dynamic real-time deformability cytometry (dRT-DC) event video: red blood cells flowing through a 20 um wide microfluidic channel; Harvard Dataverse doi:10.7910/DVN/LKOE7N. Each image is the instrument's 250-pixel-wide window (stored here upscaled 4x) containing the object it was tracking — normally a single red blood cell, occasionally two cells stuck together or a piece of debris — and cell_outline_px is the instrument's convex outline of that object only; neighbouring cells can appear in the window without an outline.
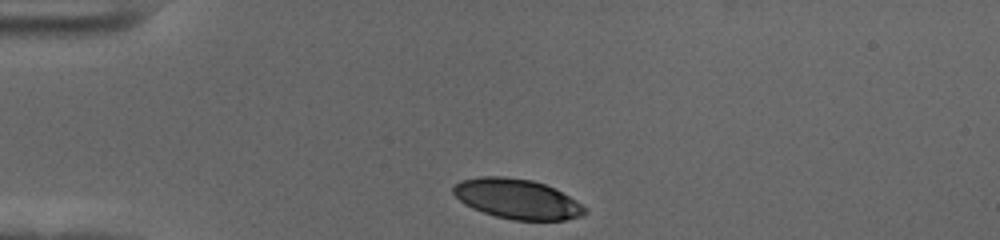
{"species": "human", "species_latin": "Homo sapiens", "temperature_condition": "cold", "stored_images_in_passage": 35, "camera_frame_rate_fps": 3000, "um_per_image_px": 0.085, "donor": {"sex": "female"}, "frame": {"image": 1, "passage_image": 1, "time_ms": 0.0, "image_size_px": [1000, 240], "cell_outline_px": [[588, 212], [584, 216], [564, 220], [512, 220], [496, 216], [472, 208], [464, 204], [452, 192], [452, 188], [460, 180], [480, 176], [504, 176], [532, 180], [544, 184], [576, 200], [588, 208]], "centroid_in_image_um": [43.97, 16.91], "position_along_channel_um": 41.0, "area_um2": 30.63}}
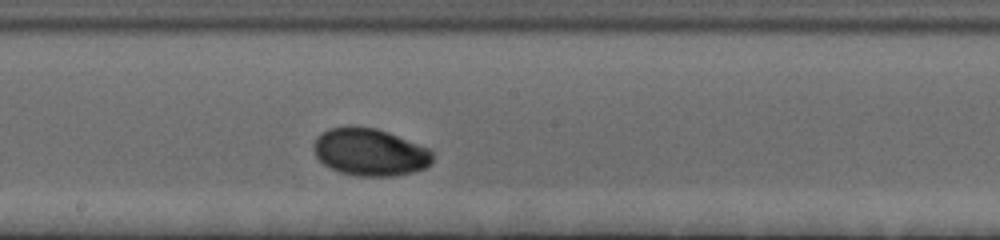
{"frame": {"image": 2, "passage_image": 19, "time_ms": 6.0, "image_size_px": [1000, 240], "cell_outline_px": [[432, 160], [424, 168], [412, 172], [392, 176], [356, 176], [340, 172], [328, 168], [316, 156], [316, 136], [328, 128], [376, 128], [388, 132], [428, 148], [432, 152]], "centroid_in_image_um": [31.45, 12.95], "position_along_channel_um": 216.8, "area_um2": 32.14}}
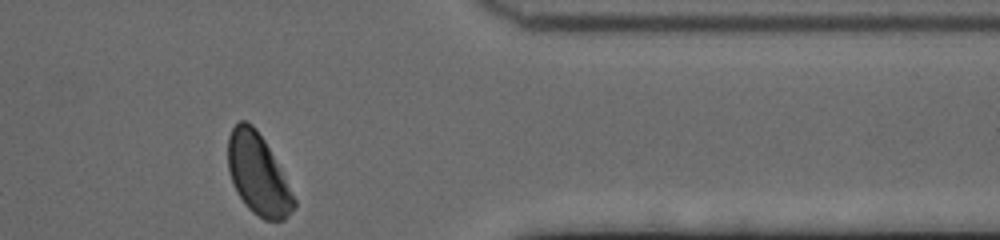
{"frame": {"image": 3, "passage_image": 35, "time_ms": 11.333, "image_size_px": [1000, 240], "cell_outline_px": [[296, 204], [288, 216], [284, 220], [264, 220], [252, 212], [244, 204], [236, 192], [228, 172], [228, 136], [232, 128], [240, 120], [244, 120], [252, 124], [256, 128], [264, 140], [296, 200]], "centroid_in_image_um": [21.9, 14.83], "position_along_channel_um": 389.5, "area_um2": 30.75}, "authors_computed_cell_mechanics": {"area_um2": 32.079, "velocity_mm_per_s": 3.5101, "shape_relaxation_time_tau1_ms": 2.4918, "shape_relaxation_time_tau2_ms": null, "deformation_change_tau1": 0.1315, "deformation_change_tau2": null}}